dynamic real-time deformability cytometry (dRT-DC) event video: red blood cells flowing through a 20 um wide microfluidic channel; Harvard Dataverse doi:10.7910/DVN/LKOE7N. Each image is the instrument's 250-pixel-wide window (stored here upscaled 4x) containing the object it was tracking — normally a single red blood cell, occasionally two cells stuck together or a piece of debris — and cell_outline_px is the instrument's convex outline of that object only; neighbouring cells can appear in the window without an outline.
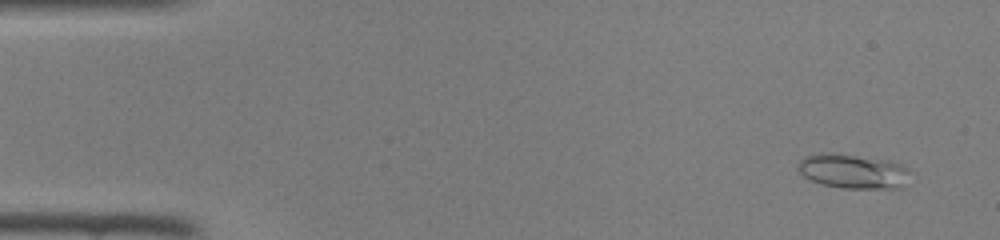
{"species": "common noctule bat (a hibernating species)", "species_latin": "Nyctalus noctula", "temperature_condition": "room temperature", "stored_images_in_passage": 13, "camera_frame_rate_fps": 3000, "um_per_image_px": 0.085, "animal": {"sex": "female", "body_mass_g": 22.0, "forearm_length_mm": 56.7}, "frame": {"image": 1, "passage_image": 3, "time_ms": 0.667, "image_size_px": [1000, 240], "cell_outline_px": [[908, 172], [900, 188], [844, 188], [824, 184], [812, 180], [804, 176], [796, 168], [800, 160], [804, 156], [820, 152], [832, 152], [888, 160], [900, 164], [908, 168]], "centroid_in_image_um": [72.43, 14.53], "position_along_channel_um": 12.6, "area_um2": 22.31}}
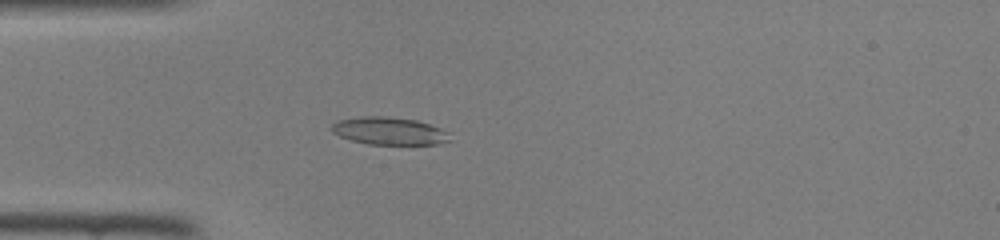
{"frame": {"image": 2, "passage_image": 13, "time_ms": 4.0, "image_size_px": [1000, 240], "cell_outline_px": [[452, 140], [440, 144], [368, 144], [352, 140], [340, 136], [332, 132], [332, 124], [336, 120], [364, 116], [384, 116], [416, 120], [440, 128], [448, 132]], "centroid_in_image_um": [33.09, 11.13], "position_along_channel_um": 51.9, "area_um2": 18.96}}